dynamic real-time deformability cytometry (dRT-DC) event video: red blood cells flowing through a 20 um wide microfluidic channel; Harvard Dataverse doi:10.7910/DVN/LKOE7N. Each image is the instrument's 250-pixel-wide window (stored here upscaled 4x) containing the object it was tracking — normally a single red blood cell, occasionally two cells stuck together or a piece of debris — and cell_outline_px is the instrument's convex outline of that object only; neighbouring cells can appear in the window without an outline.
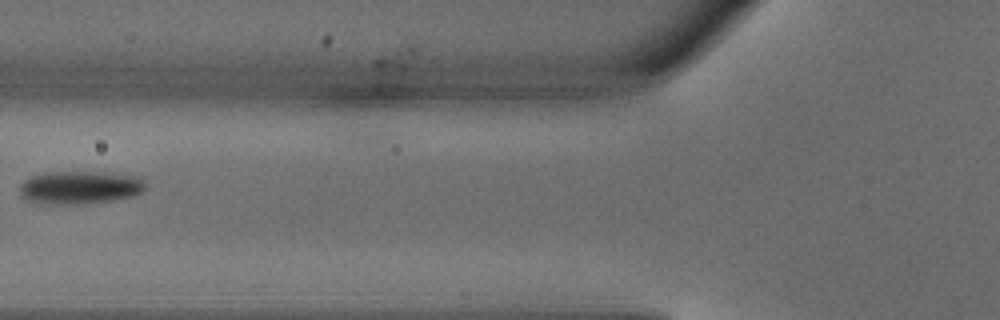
{"species": "common noctule bat (a hibernating species)", "species_latin": "Nyctalus noctula", "temperature_condition": "warm", "stored_images_in_passage": 5, "camera_frame_rate_fps": 3000, "um_per_image_px": 0.085, "animal": {"sex": "male", "body_mass_g": 18.8}, "frame": {"image": 1, "passage_image": 5, "time_ms": 1.333, "image_size_px": [1000, 320], "cell_outline_px": [[144, 188], [140, 192], [132, 196], [112, 200], [84, 204], [36, 204], [20, 196], [20, 188], [24, 180], [32, 176], [44, 172], [100, 172], [140, 176], [144, 184]], "centroid_in_image_um": [6.74, 15.94], "position_along_channel_um": 119.1, "area_um2": 24.28}}